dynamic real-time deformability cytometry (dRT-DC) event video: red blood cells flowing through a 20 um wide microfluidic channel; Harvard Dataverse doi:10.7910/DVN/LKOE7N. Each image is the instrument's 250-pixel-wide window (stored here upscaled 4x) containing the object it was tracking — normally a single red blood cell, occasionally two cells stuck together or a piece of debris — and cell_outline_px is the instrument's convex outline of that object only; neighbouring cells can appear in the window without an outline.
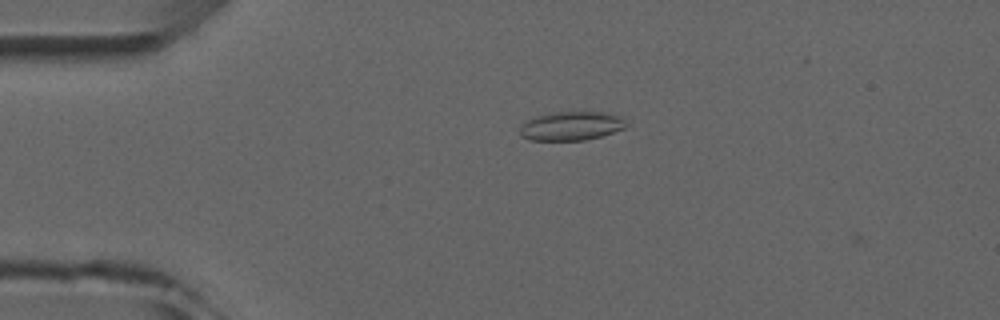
{"species": "common noctule bat (a hibernating species)", "species_latin": "Nyctalus noctula", "temperature_condition": "room temperature", "stored_images_in_passage": 4, "camera_frame_rate_fps": 3000, "um_per_image_px": 0.085, "animal": {"sex": "male", "forearm_length_mm": 52.5}, "frame": {"image": 1, "passage_image": 3, "time_ms": 2.333, "image_size_px": [1000, 320], "cell_outline_px": [[628, 124], [624, 128], [600, 136], [584, 140], [528, 140], [520, 136], [520, 128], [528, 120], [536, 116], [552, 112], [604, 112], [624, 116]], "centroid_in_image_um": [48.59, 10.7], "position_along_channel_um": 36.4, "area_um2": 17.92}}